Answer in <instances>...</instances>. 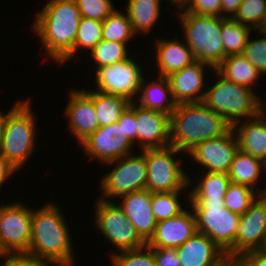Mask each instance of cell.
I'll return each mask as SVG.
<instances>
[{
	"mask_svg": "<svg viewBox=\"0 0 266 266\" xmlns=\"http://www.w3.org/2000/svg\"><path fill=\"white\" fill-rule=\"evenodd\" d=\"M36 15L34 33L41 39L48 56L58 64L72 58L81 19L76 2L50 0Z\"/></svg>",
	"mask_w": 266,
	"mask_h": 266,
	"instance_id": "6da1fadb",
	"label": "cell"
},
{
	"mask_svg": "<svg viewBox=\"0 0 266 266\" xmlns=\"http://www.w3.org/2000/svg\"><path fill=\"white\" fill-rule=\"evenodd\" d=\"M33 210L31 241L26 256L50 265L72 266L75 259L71 236L59 207L51 202Z\"/></svg>",
	"mask_w": 266,
	"mask_h": 266,
	"instance_id": "7a4b0ae2",
	"label": "cell"
},
{
	"mask_svg": "<svg viewBox=\"0 0 266 266\" xmlns=\"http://www.w3.org/2000/svg\"><path fill=\"white\" fill-rule=\"evenodd\" d=\"M231 129L223 116L203 102L179 104L170 115L171 146L186 153L197 144L224 135Z\"/></svg>",
	"mask_w": 266,
	"mask_h": 266,
	"instance_id": "3957f363",
	"label": "cell"
},
{
	"mask_svg": "<svg viewBox=\"0 0 266 266\" xmlns=\"http://www.w3.org/2000/svg\"><path fill=\"white\" fill-rule=\"evenodd\" d=\"M220 77L211 88L205 90L202 102L223 116L231 126L239 124L242 117L252 119L260 114V99L255 92L243 85ZM251 117V118H250Z\"/></svg>",
	"mask_w": 266,
	"mask_h": 266,
	"instance_id": "277c9868",
	"label": "cell"
},
{
	"mask_svg": "<svg viewBox=\"0 0 266 266\" xmlns=\"http://www.w3.org/2000/svg\"><path fill=\"white\" fill-rule=\"evenodd\" d=\"M180 25L184 40L191 49L196 61L211 65L216 69L224 59V46L221 38L220 16H207L180 12Z\"/></svg>",
	"mask_w": 266,
	"mask_h": 266,
	"instance_id": "5b68a950",
	"label": "cell"
},
{
	"mask_svg": "<svg viewBox=\"0 0 266 266\" xmlns=\"http://www.w3.org/2000/svg\"><path fill=\"white\" fill-rule=\"evenodd\" d=\"M29 100L18 101L7 112L0 152L20 170L28 160L36 144V124Z\"/></svg>",
	"mask_w": 266,
	"mask_h": 266,
	"instance_id": "8992f818",
	"label": "cell"
},
{
	"mask_svg": "<svg viewBox=\"0 0 266 266\" xmlns=\"http://www.w3.org/2000/svg\"><path fill=\"white\" fill-rule=\"evenodd\" d=\"M196 218L197 232L206 234L234 260V243L240 216L225 207L224 201H190Z\"/></svg>",
	"mask_w": 266,
	"mask_h": 266,
	"instance_id": "52a82bcc",
	"label": "cell"
},
{
	"mask_svg": "<svg viewBox=\"0 0 266 266\" xmlns=\"http://www.w3.org/2000/svg\"><path fill=\"white\" fill-rule=\"evenodd\" d=\"M182 153L174 146L146 149V163L148 169L146 189L151 193L183 191L192 181L180 161L173 158Z\"/></svg>",
	"mask_w": 266,
	"mask_h": 266,
	"instance_id": "ba28073f",
	"label": "cell"
},
{
	"mask_svg": "<svg viewBox=\"0 0 266 266\" xmlns=\"http://www.w3.org/2000/svg\"><path fill=\"white\" fill-rule=\"evenodd\" d=\"M131 155L105 163L111 165L118 162L101 180L100 188L104 196L102 195L100 199L111 201L109 197H122L146 189L148 175L146 149L139 155Z\"/></svg>",
	"mask_w": 266,
	"mask_h": 266,
	"instance_id": "9c48e42d",
	"label": "cell"
},
{
	"mask_svg": "<svg viewBox=\"0 0 266 266\" xmlns=\"http://www.w3.org/2000/svg\"><path fill=\"white\" fill-rule=\"evenodd\" d=\"M31 221L32 209L20 202L0 206V256L29 252Z\"/></svg>",
	"mask_w": 266,
	"mask_h": 266,
	"instance_id": "30bf717a",
	"label": "cell"
},
{
	"mask_svg": "<svg viewBox=\"0 0 266 266\" xmlns=\"http://www.w3.org/2000/svg\"><path fill=\"white\" fill-rule=\"evenodd\" d=\"M95 208V227L119 252L146 247V242L139 236L118 204L98 199Z\"/></svg>",
	"mask_w": 266,
	"mask_h": 266,
	"instance_id": "8fae6325",
	"label": "cell"
},
{
	"mask_svg": "<svg viewBox=\"0 0 266 266\" xmlns=\"http://www.w3.org/2000/svg\"><path fill=\"white\" fill-rule=\"evenodd\" d=\"M142 78L141 67L135 60L128 58L96 69L95 80L98 87L96 90L115 96H122L133 102L135 95L139 93Z\"/></svg>",
	"mask_w": 266,
	"mask_h": 266,
	"instance_id": "7c38bea8",
	"label": "cell"
},
{
	"mask_svg": "<svg viewBox=\"0 0 266 266\" xmlns=\"http://www.w3.org/2000/svg\"><path fill=\"white\" fill-rule=\"evenodd\" d=\"M134 143L125 135L123 122L99 127L80 145L85 154L103 163L130 155Z\"/></svg>",
	"mask_w": 266,
	"mask_h": 266,
	"instance_id": "4fadbf2b",
	"label": "cell"
},
{
	"mask_svg": "<svg viewBox=\"0 0 266 266\" xmlns=\"http://www.w3.org/2000/svg\"><path fill=\"white\" fill-rule=\"evenodd\" d=\"M231 129L224 135L197 144L191 151L190 157L204 166L211 173L228 174L231 163L239 150L238 139Z\"/></svg>",
	"mask_w": 266,
	"mask_h": 266,
	"instance_id": "5bb4252c",
	"label": "cell"
},
{
	"mask_svg": "<svg viewBox=\"0 0 266 266\" xmlns=\"http://www.w3.org/2000/svg\"><path fill=\"white\" fill-rule=\"evenodd\" d=\"M266 242V194L259 195L240 216L234 243V259L240 254L260 250Z\"/></svg>",
	"mask_w": 266,
	"mask_h": 266,
	"instance_id": "9a60e30c",
	"label": "cell"
},
{
	"mask_svg": "<svg viewBox=\"0 0 266 266\" xmlns=\"http://www.w3.org/2000/svg\"><path fill=\"white\" fill-rule=\"evenodd\" d=\"M137 106V107H136ZM137 143L142 150L171 145L170 115L135 103Z\"/></svg>",
	"mask_w": 266,
	"mask_h": 266,
	"instance_id": "2e32d148",
	"label": "cell"
},
{
	"mask_svg": "<svg viewBox=\"0 0 266 266\" xmlns=\"http://www.w3.org/2000/svg\"><path fill=\"white\" fill-rule=\"evenodd\" d=\"M68 101L65 115L69 119V129L81 144L99 128L94 108V91L75 89L70 92Z\"/></svg>",
	"mask_w": 266,
	"mask_h": 266,
	"instance_id": "e0dca14e",
	"label": "cell"
},
{
	"mask_svg": "<svg viewBox=\"0 0 266 266\" xmlns=\"http://www.w3.org/2000/svg\"><path fill=\"white\" fill-rule=\"evenodd\" d=\"M196 232L195 214L185 209L175 217L158 221L155 232L146 245L149 248L176 249Z\"/></svg>",
	"mask_w": 266,
	"mask_h": 266,
	"instance_id": "ac0fdd59",
	"label": "cell"
},
{
	"mask_svg": "<svg viewBox=\"0 0 266 266\" xmlns=\"http://www.w3.org/2000/svg\"><path fill=\"white\" fill-rule=\"evenodd\" d=\"M181 266H228L226 253L206 234L196 232L176 248Z\"/></svg>",
	"mask_w": 266,
	"mask_h": 266,
	"instance_id": "d6986e66",
	"label": "cell"
},
{
	"mask_svg": "<svg viewBox=\"0 0 266 266\" xmlns=\"http://www.w3.org/2000/svg\"><path fill=\"white\" fill-rule=\"evenodd\" d=\"M206 65L215 70L209 64L195 61L191 65L185 66L183 69L168 76L172 96L177 105L202 102L205 90H201L206 85L204 84Z\"/></svg>",
	"mask_w": 266,
	"mask_h": 266,
	"instance_id": "ffe728a7",
	"label": "cell"
},
{
	"mask_svg": "<svg viewBox=\"0 0 266 266\" xmlns=\"http://www.w3.org/2000/svg\"><path fill=\"white\" fill-rule=\"evenodd\" d=\"M123 200L118 205L135 227L139 236L147 243L155 232L156 218L152 212V193L140 190L121 197Z\"/></svg>",
	"mask_w": 266,
	"mask_h": 266,
	"instance_id": "44dd1931",
	"label": "cell"
},
{
	"mask_svg": "<svg viewBox=\"0 0 266 266\" xmlns=\"http://www.w3.org/2000/svg\"><path fill=\"white\" fill-rule=\"evenodd\" d=\"M158 76L168 77L196 61L191 49L179 40H160L155 45Z\"/></svg>",
	"mask_w": 266,
	"mask_h": 266,
	"instance_id": "7402d4cb",
	"label": "cell"
},
{
	"mask_svg": "<svg viewBox=\"0 0 266 266\" xmlns=\"http://www.w3.org/2000/svg\"><path fill=\"white\" fill-rule=\"evenodd\" d=\"M238 127V128H237ZM232 129L238 139L239 150L264 162L266 159V120L259 114L242 125L234 124Z\"/></svg>",
	"mask_w": 266,
	"mask_h": 266,
	"instance_id": "603a6c76",
	"label": "cell"
},
{
	"mask_svg": "<svg viewBox=\"0 0 266 266\" xmlns=\"http://www.w3.org/2000/svg\"><path fill=\"white\" fill-rule=\"evenodd\" d=\"M157 78V81H150L146 86H144L146 83L144 77L142 78L139 87L140 96L138 97L140 102L138 104L144 108L171 115L177 104L172 96L169 79L164 76H158Z\"/></svg>",
	"mask_w": 266,
	"mask_h": 266,
	"instance_id": "cb8c5ba5",
	"label": "cell"
},
{
	"mask_svg": "<svg viewBox=\"0 0 266 266\" xmlns=\"http://www.w3.org/2000/svg\"><path fill=\"white\" fill-rule=\"evenodd\" d=\"M216 70L226 79L250 89L262 76L242 54L226 56Z\"/></svg>",
	"mask_w": 266,
	"mask_h": 266,
	"instance_id": "d4e9b609",
	"label": "cell"
},
{
	"mask_svg": "<svg viewBox=\"0 0 266 266\" xmlns=\"http://www.w3.org/2000/svg\"><path fill=\"white\" fill-rule=\"evenodd\" d=\"M264 168L263 161L238 150L231 163L228 176L232 183L255 189L258 184L261 169Z\"/></svg>",
	"mask_w": 266,
	"mask_h": 266,
	"instance_id": "484cf974",
	"label": "cell"
},
{
	"mask_svg": "<svg viewBox=\"0 0 266 266\" xmlns=\"http://www.w3.org/2000/svg\"><path fill=\"white\" fill-rule=\"evenodd\" d=\"M161 0H128L127 15L135 34H148L160 15Z\"/></svg>",
	"mask_w": 266,
	"mask_h": 266,
	"instance_id": "4316f807",
	"label": "cell"
},
{
	"mask_svg": "<svg viewBox=\"0 0 266 266\" xmlns=\"http://www.w3.org/2000/svg\"><path fill=\"white\" fill-rule=\"evenodd\" d=\"M231 180L226 173L202 174V178L191 190L189 201H223Z\"/></svg>",
	"mask_w": 266,
	"mask_h": 266,
	"instance_id": "83f0119b",
	"label": "cell"
},
{
	"mask_svg": "<svg viewBox=\"0 0 266 266\" xmlns=\"http://www.w3.org/2000/svg\"><path fill=\"white\" fill-rule=\"evenodd\" d=\"M130 104L131 101L125 97L94 91V108L99 127L117 122Z\"/></svg>",
	"mask_w": 266,
	"mask_h": 266,
	"instance_id": "f1b7e54d",
	"label": "cell"
},
{
	"mask_svg": "<svg viewBox=\"0 0 266 266\" xmlns=\"http://www.w3.org/2000/svg\"><path fill=\"white\" fill-rule=\"evenodd\" d=\"M252 30L251 27L236 22L233 18H225L221 24L224 58L229 55L241 54Z\"/></svg>",
	"mask_w": 266,
	"mask_h": 266,
	"instance_id": "f546056e",
	"label": "cell"
},
{
	"mask_svg": "<svg viewBox=\"0 0 266 266\" xmlns=\"http://www.w3.org/2000/svg\"><path fill=\"white\" fill-rule=\"evenodd\" d=\"M129 17L116 9L103 21L102 39L107 41L128 43L134 36Z\"/></svg>",
	"mask_w": 266,
	"mask_h": 266,
	"instance_id": "4dcf8cb0",
	"label": "cell"
},
{
	"mask_svg": "<svg viewBox=\"0 0 266 266\" xmlns=\"http://www.w3.org/2000/svg\"><path fill=\"white\" fill-rule=\"evenodd\" d=\"M264 194H266L265 188L264 190H259L257 193L255 189L231 182L223 201L225 207L231 212L242 215L249 209L250 205L259 195Z\"/></svg>",
	"mask_w": 266,
	"mask_h": 266,
	"instance_id": "1f68e13d",
	"label": "cell"
},
{
	"mask_svg": "<svg viewBox=\"0 0 266 266\" xmlns=\"http://www.w3.org/2000/svg\"><path fill=\"white\" fill-rule=\"evenodd\" d=\"M126 43L102 39L90 52L97 69L129 58Z\"/></svg>",
	"mask_w": 266,
	"mask_h": 266,
	"instance_id": "d6a6232c",
	"label": "cell"
},
{
	"mask_svg": "<svg viewBox=\"0 0 266 266\" xmlns=\"http://www.w3.org/2000/svg\"><path fill=\"white\" fill-rule=\"evenodd\" d=\"M266 18V0H243L233 17L236 22L261 30ZM255 29V30H254Z\"/></svg>",
	"mask_w": 266,
	"mask_h": 266,
	"instance_id": "836d02e7",
	"label": "cell"
},
{
	"mask_svg": "<svg viewBox=\"0 0 266 266\" xmlns=\"http://www.w3.org/2000/svg\"><path fill=\"white\" fill-rule=\"evenodd\" d=\"M102 25V21L81 17L73 46V56L81 47L92 51L102 40Z\"/></svg>",
	"mask_w": 266,
	"mask_h": 266,
	"instance_id": "e575fe53",
	"label": "cell"
},
{
	"mask_svg": "<svg viewBox=\"0 0 266 266\" xmlns=\"http://www.w3.org/2000/svg\"><path fill=\"white\" fill-rule=\"evenodd\" d=\"M179 194L180 191L152 193V212L157 222L175 217L185 210L179 202Z\"/></svg>",
	"mask_w": 266,
	"mask_h": 266,
	"instance_id": "d590c367",
	"label": "cell"
},
{
	"mask_svg": "<svg viewBox=\"0 0 266 266\" xmlns=\"http://www.w3.org/2000/svg\"><path fill=\"white\" fill-rule=\"evenodd\" d=\"M110 258L112 266H157L153 251L147 245L136 250L112 253Z\"/></svg>",
	"mask_w": 266,
	"mask_h": 266,
	"instance_id": "8d00e7d4",
	"label": "cell"
},
{
	"mask_svg": "<svg viewBox=\"0 0 266 266\" xmlns=\"http://www.w3.org/2000/svg\"><path fill=\"white\" fill-rule=\"evenodd\" d=\"M263 35L261 38L251 40L250 37L243 48L244 56L260 73L266 74V32L257 30Z\"/></svg>",
	"mask_w": 266,
	"mask_h": 266,
	"instance_id": "74e56055",
	"label": "cell"
},
{
	"mask_svg": "<svg viewBox=\"0 0 266 266\" xmlns=\"http://www.w3.org/2000/svg\"><path fill=\"white\" fill-rule=\"evenodd\" d=\"M81 17L104 21L115 9L111 0H74Z\"/></svg>",
	"mask_w": 266,
	"mask_h": 266,
	"instance_id": "f35d334b",
	"label": "cell"
},
{
	"mask_svg": "<svg viewBox=\"0 0 266 266\" xmlns=\"http://www.w3.org/2000/svg\"><path fill=\"white\" fill-rule=\"evenodd\" d=\"M185 8L187 13L221 17V0H191Z\"/></svg>",
	"mask_w": 266,
	"mask_h": 266,
	"instance_id": "ab89813d",
	"label": "cell"
},
{
	"mask_svg": "<svg viewBox=\"0 0 266 266\" xmlns=\"http://www.w3.org/2000/svg\"><path fill=\"white\" fill-rule=\"evenodd\" d=\"M234 266H266V250H252L240 254L232 261Z\"/></svg>",
	"mask_w": 266,
	"mask_h": 266,
	"instance_id": "60d3db41",
	"label": "cell"
},
{
	"mask_svg": "<svg viewBox=\"0 0 266 266\" xmlns=\"http://www.w3.org/2000/svg\"><path fill=\"white\" fill-rule=\"evenodd\" d=\"M135 102H131L130 106L121 114L118 122H123L125 135L134 143L137 140V130L135 122Z\"/></svg>",
	"mask_w": 266,
	"mask_h": 266,
	"instance_id": "b9f144b4",
	"label": "cell"
},
{
	"mask_svg": "<svg viewBox=\"0 0 266 266\" xmlns=\"http://www.w3.org/2000/svg\"><path fill=\"white\" fill-rule=\"evenodd\" d=\"M157 266H181L176 249L150 248Z\"/></svg>",
	"mask_w": 266,
	"mask_h": 266,
	"instance_id": "7bdbcfd3",
	"label": "cell"
},
{
	"mask_svg": "<svg viewBox=\"0 0 266 266\" xmlns=\"http://www.w3.org/2000/svg\"><path fill=\"white\" fill-rule=\"evenodd\" d=\"M1 257L5 259V262L0 264V266H49L48 262L26 255H6Z\"/></svg>",
	"mask_w": 266,
	"mask_h": 266,
	"instance_id": "ee69618b",
	"label": "cell"
},
{
	"mask_svg": "<svg viewBox=\"0 0 266 266\" xmlns=\"http://www.w3.org/2000/svg\"><path fill=\"white\" fill-rule=\"evenodd\" d=\"M15 172L16 168L0 152V187Z\"/></svg>",
	"mask_w": 266,
	"mask_h": 266,
	"instance_id": "f6af8a7d",
	"label": "cell"
},
{
	"mask_svg": "<svg viewBox=\"0 0 266 266\" xmlns=\"http://www.w3.org/2000/svg\"><path fill=\"white\" fill-rule=\"evenodd\" d=\"M243 0H221V17L233 18ZM228 12V13H227ZM232 15H226L230 14ZM223 14V15H222Z\"/></svg>",
	"mask_w": 266,
	"mask_h": 266,
	"instance_id": "bcb514c9",
	"label": "cell"
},
{
	"mask_svg": "<svg viewBox=\"0 0 266 266\" xmlns=\"http://www.w3.org/2000/svg\"><path fill=\"white\" fill-rule=\"evenodd\" d=\"M7 120V113L3 114V112H0V149L2 145L3 140V133H4V127Z\"/></svg>",
	"mask_w": 266,
	"mask_h": 266,
	"instance_id": "7dc6e473",
	"label": "cell"
},
{
	"mask_svg": "<svg viewBox=\"0 0 266 266\" xmlns=\"http://www.w3.org/2000/svg\"><path fill=\"white\" fill-rule=\"evenodd\" d=\"M168 1H170V2L172 1L171 4H176L175 6H177L178 9L180 8L179 10H182L183 8H185L188 5V3L191 0H168Z\"/></svg>",
	"mask_w": 266,
	"mask_h": 266,
	"instance_id": "c3c4849f",
	"label": "cell"
},
{
	"mask_svg": "<svg viewBox=\"0 0 266 266\" xmlns=\"http://www.w3.org/2000/svg\"><path fill=\"white\" fill-rule=\"evenodd\" d=\"M262 102H264V101H262V99L260 100V114H261V116L266 120V111L263 109V103ZM265 104H266V102H265ZM266 108V107H265Z\"/></svg>",
	"mask_w": 266,
	"mask_h": 266,
	"instance_id": "681fc988",
	"label": "cell"
},
{
	"mask_svg": "<svg viewBox=\"0 0 266 266\" xmlns=\"http://www.w3.org/2000/svg\"><path fill=\"white\" fill-rule=\"evenodd\" d=\"M261 30L266 32V18H265V21L263 23V26H262Z\"/></svg>",
	"mask_w": 266,
	"mask_h": 266,
	"instance_id": "f907efd6",
	"label": "cell"
},
{
	"mask_svg": "<svg viewBox=\"0 0 266 266\" xmlns=\"http://www.w3.org/2000/svg\"><path fill=\"white\" fill-rule=\"evenodd\" d=\"M263 164H264V168L263 169H265V171H266V159L264 160Z\"/></svg>",
	"mask_w": 266,
	"mask_h": 266,
	"instance_id": "816d5d0a",
	"label": "cell"
}]
</instances>
